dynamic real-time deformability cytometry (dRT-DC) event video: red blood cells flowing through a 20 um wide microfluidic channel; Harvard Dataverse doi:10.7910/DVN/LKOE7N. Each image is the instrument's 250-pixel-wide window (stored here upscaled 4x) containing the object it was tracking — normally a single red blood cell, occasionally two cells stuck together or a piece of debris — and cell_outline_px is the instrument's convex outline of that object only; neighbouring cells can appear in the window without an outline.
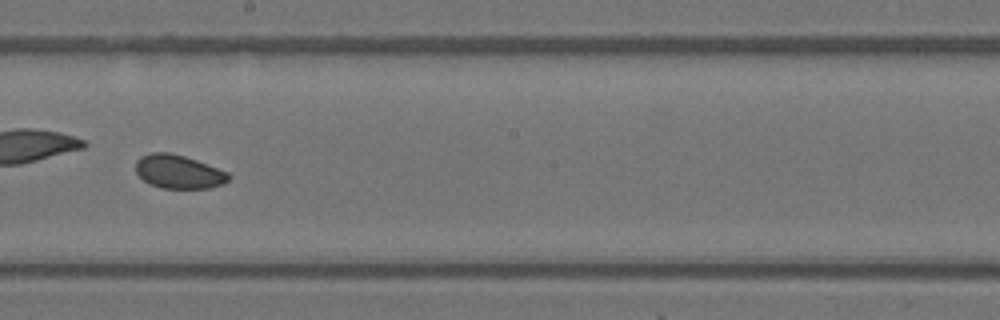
{"species": "Egyptian fruit bat (a non-hibernating species)", "species_latin": "Rousettus aegyptiacus", "temperature_condition": "warm", "stored_images_in_passage": 50, "camera_frame_rate_fps": 3000, "um_per_image_px": 0.085, "animal": {"sex": "female"}, "frame": {"image": 1, "passage_image": 29, "time_ms": 9.333, "image_size_px": [1000, 320], "cell_outline_px": [[232, 176], [224, 184], [208, 188], [160, 188], [148, 184], [136, 172], [136, 160], [140, 156], [152, 152], [168, 152], [184, 156], [196, 160], [228, 172]], "centroid_in_image_um": [15.17, 14.6], "position_along_channel_um": 233.0, "area_um2": 18.26}}